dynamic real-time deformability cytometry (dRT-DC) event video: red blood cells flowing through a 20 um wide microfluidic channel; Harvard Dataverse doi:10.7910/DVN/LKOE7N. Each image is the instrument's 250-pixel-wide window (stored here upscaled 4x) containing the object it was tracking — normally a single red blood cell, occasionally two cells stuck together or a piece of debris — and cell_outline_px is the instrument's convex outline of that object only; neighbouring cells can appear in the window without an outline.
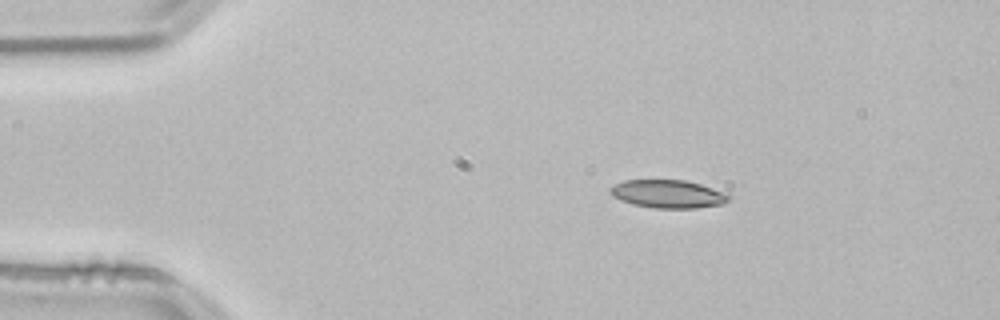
{"species": "common noctule bat (a hibernating species)", "species_latin": "Nyctalus noctula", "temperature_condition": "room temperature", "stored_images_in_passage": 46, "camera_frame_rate_fps": 3000, "um_per_image_px": 0.085, "animal": {"sex": "male", "body_mass_g": 21.5, "forearm_length_mm": 52.0}, "frame": {"image": 1, "passage_image": 2, "time_ms": 0.333, "image_size_px": [1000, 320], "cell_outline_px": [[728, 200], [724, 204], [696, 208], [656, 208], [632, 204], [620, 200], [612, 196], [608, 192], [608, 188], [624, 180], [684, 180], [700, 184], [724, 192], [728, 196]], "centroid_in_image_um": [56.73, 16.49], "position_along_channel_um": 28.3, "area_um2": 19.36}}
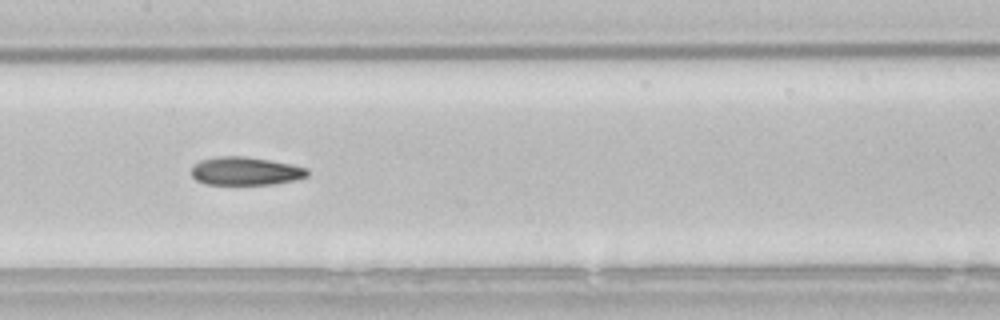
{"frame": {"image": 2, "passage_image": 19, "time_ms": 6.0, "image_size_px": [1000, 320], "cell_outline_px": [[308, 176], [296, 180], [272, 184], [204, 184], [196, 180], [192, 176], [192, 168], [200, 160], [220, 156], [244, 156], [292, 164], [308, 168]], "centroid_in_image_um": [20.89, 14.54], "position_along_channel_um": 186.5, "area_um2": 19.02}}
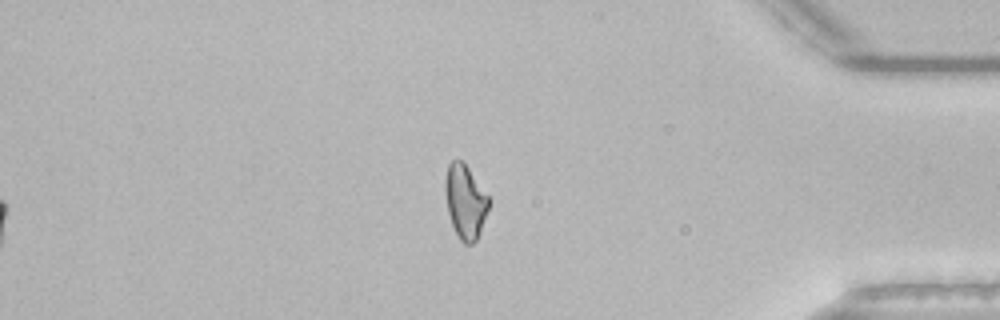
{"frame": {"image": 3, "passage_image": 38, "time_ms": 12.333, "image_size_px": [1000, 320], "cell_outline_px": [[488, 208], [480, 232], [476, 240], [472, 244], [464, 244], [460, 240], [452, 224], [448, 212], [444, 192], [444, 180], [448, 164], [452, 160], [460, 160], [468, 168], [488, 196]], "centroid_in_image_um": [39.51, 17.14], "position_along_channel_um": 395.7, "area_um2": 18.5}, "authors_computed_cell_mechanics": {"area_um2": 19.3919, "velocity_mm_per_s": 3.8137, "shape_relaxation_time_tau1_ms": null, "shape_relaxation_time_tau2_ms": 4.5703, "deformation_change_tau1": null, "deformation_change_tau2": 0.1163}}